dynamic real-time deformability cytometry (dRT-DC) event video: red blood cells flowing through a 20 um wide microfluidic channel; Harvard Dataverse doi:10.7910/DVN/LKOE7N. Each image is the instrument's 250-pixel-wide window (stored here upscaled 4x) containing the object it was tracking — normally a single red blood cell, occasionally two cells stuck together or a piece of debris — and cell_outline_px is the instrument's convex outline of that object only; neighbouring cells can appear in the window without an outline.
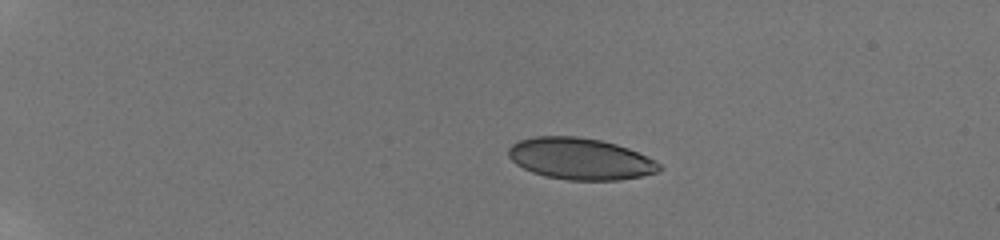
{"species": "human", "species_latin": "Homo sapiens", "temperature_condition": "room temperature", "stored_images_in_passage": 40, "camera_frame_rate_fps": 3000, "um_per_image_px": 0.085, "donor": {"sex": "male"}, "frame": {"image": 1, "passage_image": 11, "time_ms": 4.0, "image_size_px": [1000, 240], "cell_outline_px": [[664, 168], [656, 172], [640, 176], [620, 180], [568, 180], [544, 176], [532, 172], [516, 164], [508, 156], [508, 148], [512, 144], [520, 140], [536, 136], [576, 136], [600, 140], [616, 144], [628, 148], [656, 160]], "centroid_in_image_um": [49.33, 13.5], "position_along_channel_um": 35.7, "area_um2": 36.59}}
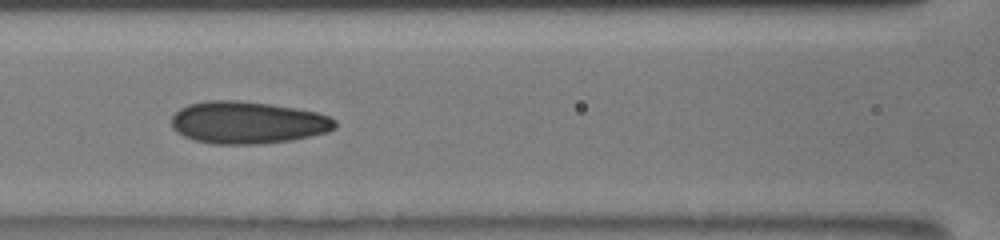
{"frame": {"image": 2, "passage_image": 22, "time_ms": 9.333, "image_size_px": [1000, 240], "cell_outline_px": [[336, 128], [328, 132], [288, 140], [260, 144], [216, 144], [196, 140], [184, 136], [176, 132], [172, 128], [172, 116], [180, 108], [188, 104], [208, 100], [236, 100], [268, 104], [296, 108], [316, 112], [328, 116], [336, 120]], "centroid_in_image_um": [21.03, 10.41], "position_along_channel_um": 145.6, "area_um2": 40.11}}
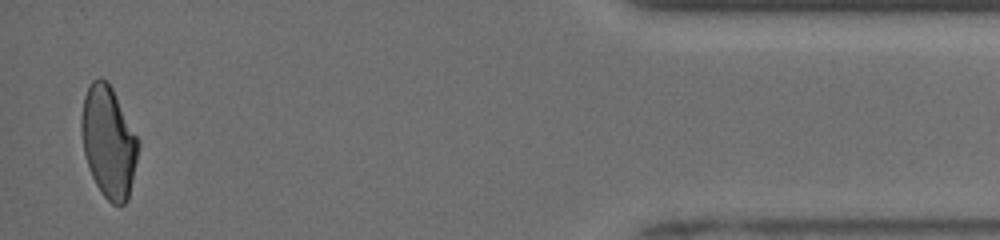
{"frame": {"image": 3, "passage_image": 40, "time_ms": 18.0, "image_size_px": [1000, 240], "cell_outline_px": [[140, 144], [128, 200], [124, 204], [112, 204], [100, 192], [92, 176], [84, 152], [80, 132], [80, 116], [84, 96], [92, 80], [100, 76], [108, 80], [140, 140]], "centroid_in_image_um": [9.23, 12.02], "position_along_channel_um": 426.0, "area_um2": 37.22}, "authors_computed_cell_mechanics": {"area_um2": 37.8012, "velocity_mm_per_s": 3.8781, "shape_relaxation_time_tau1_ms": null, "shape_relaxation_time_tau2_ms": 1.0893, "deformation_change_tau1": null, "deformation_change_tau2": 0.0627}}